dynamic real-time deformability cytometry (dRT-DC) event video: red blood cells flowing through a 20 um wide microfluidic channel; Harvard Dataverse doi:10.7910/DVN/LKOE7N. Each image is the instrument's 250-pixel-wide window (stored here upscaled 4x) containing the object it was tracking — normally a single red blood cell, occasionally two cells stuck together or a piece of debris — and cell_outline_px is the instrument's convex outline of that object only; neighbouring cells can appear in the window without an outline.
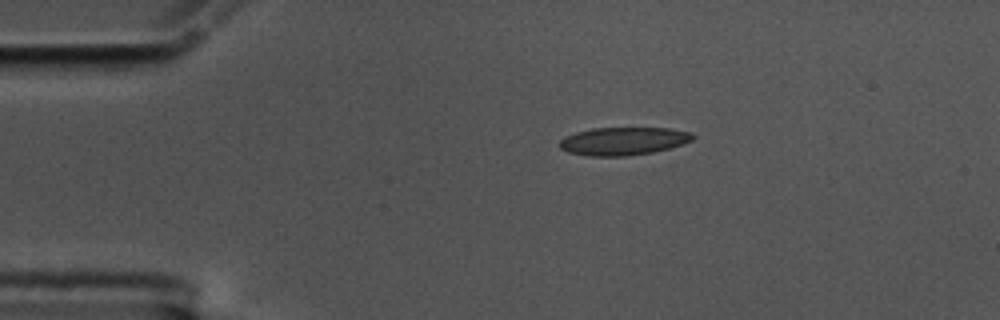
{"species": "common noctule bat (a hibernating species)", "species_latin": "Nyctalus noctula", "temperature_condition": "cold", "stored_images_in_passage": 47, "camera_frame_rate_fps": 3000, "um_per_image_px": 0.085, "animal": {"sex": "male", "body_mass_g": 17.5, "forearm_length_mm": 52.3}, "frame": {"image": 1, "passage_image": 1, "time_ms": 0.0, "image_size_px": [1000, 320], "cell_outline_px": [[696, 136], [692, 140], [668, 148], [652, 152], [628, 156], [588, 156], [568, 152], [560, 148], [560, 140], [564, 136], [576, 132], [592, 128], [668, 128], [688, 132]], "centroid_in_image_um": [52.93, 11.99], "position_along_channel_um": 32.1, "area_um2": 21.56}}
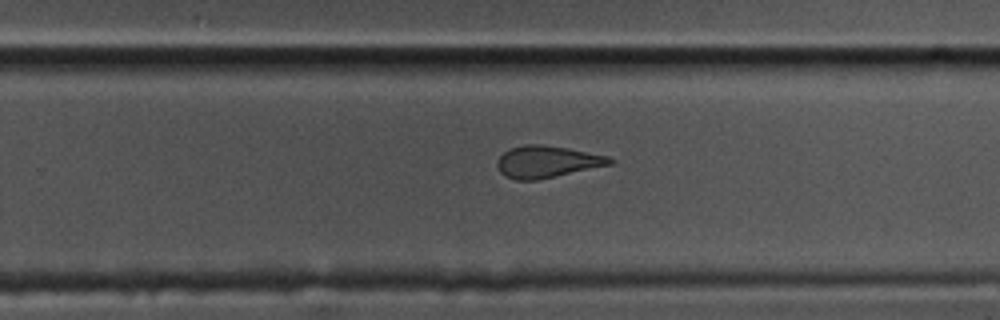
{"frame": {"image": 2, "passage_image": 26, "time_ms": 8.333, "image_size_px": [1000, 320], "cell_outline_px": [[616, 160], [612, 164], [556, 176], [536, 180], [516, 180], [504, 176], [496, 168], [496, 160], [508, 148], [524, 144], [540, 144], [568, 148], [608, 156]], "centroid_in_image_um": [46.45, 13.74], "position_along_channel_um": 283.3, "area_um2": 21.1}}
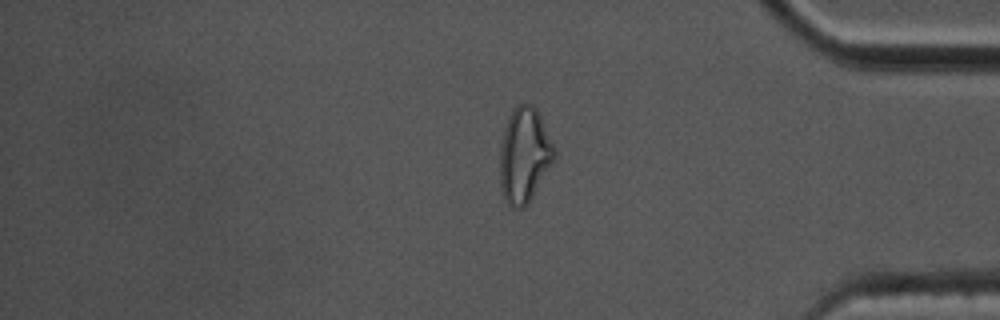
{"frame": {"image": 3, "passage_image": 37, "time_ms": 12.0, "image_size_px": [1000, 320], "cell_outline_px": [[556, 156], [528, 204], [524, 208], [512, 208], [508, 204], [504, 196], [500, 184], [500, 144], [504, 128], [508, 116], [516, 104], [532, 104], [536, 108], [540, 116], [556, 152]], "centroid_in_image_um": [44.55, 13.18], "position_along_channel_um": 390.7, "area_um2": 30.0}, "authors_computed_cell_mechanics": {"area_um2": 22.0796, "velocity_mm_per_s": 3.5386, "shape_relaxation_time_tau1_ms": null, "shape_relaxation_time_tau2_ms": 2.3089, "deformation_change_tau1": null, "deformation_change_tau2": 0.0817}}